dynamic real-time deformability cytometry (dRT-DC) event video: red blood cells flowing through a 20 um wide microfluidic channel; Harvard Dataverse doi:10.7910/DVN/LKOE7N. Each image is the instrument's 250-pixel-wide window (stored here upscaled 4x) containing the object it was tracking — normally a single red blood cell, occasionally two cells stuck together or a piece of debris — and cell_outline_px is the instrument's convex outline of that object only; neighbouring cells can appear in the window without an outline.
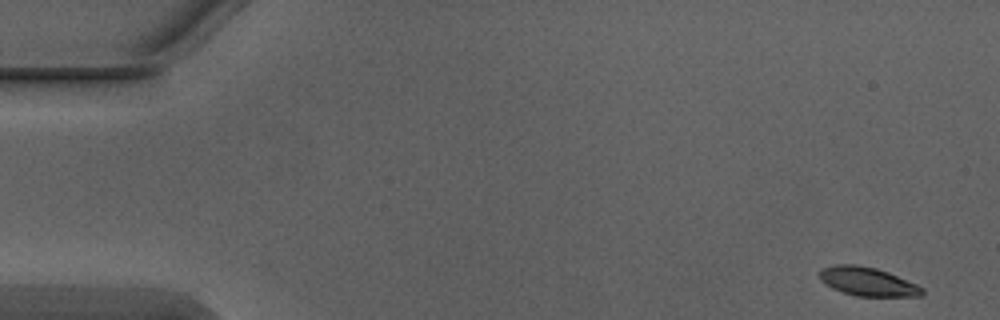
{"species": "Egyptian fruit bat (a non-hibernating species)", "species_latin": "Rousettus aegyptiacus", "temperature_condition": "warm", "stored_images_in_passage": 3, "camera_frame_rate_fps": 3000, "um_per_image_px": 0.085, "animal": {"sex": "male"}, "frame": {"image": 1, "passage_image": 1, "time_ms": 0.0, "image_size_px": [1000, 320], "cell_outline_px": [[924, 292], [920, 296], [856, 296], [832, 288], [820, 280], [820, 272], [824, 268], [836, 264], [852, 264], [876, 268], [888, 272], [916, 284], [924, 288]], "centroid_in_image_um": [73.76, 23.93], "position_along_channel_um": 11.2, "area_um2": 16.94}}